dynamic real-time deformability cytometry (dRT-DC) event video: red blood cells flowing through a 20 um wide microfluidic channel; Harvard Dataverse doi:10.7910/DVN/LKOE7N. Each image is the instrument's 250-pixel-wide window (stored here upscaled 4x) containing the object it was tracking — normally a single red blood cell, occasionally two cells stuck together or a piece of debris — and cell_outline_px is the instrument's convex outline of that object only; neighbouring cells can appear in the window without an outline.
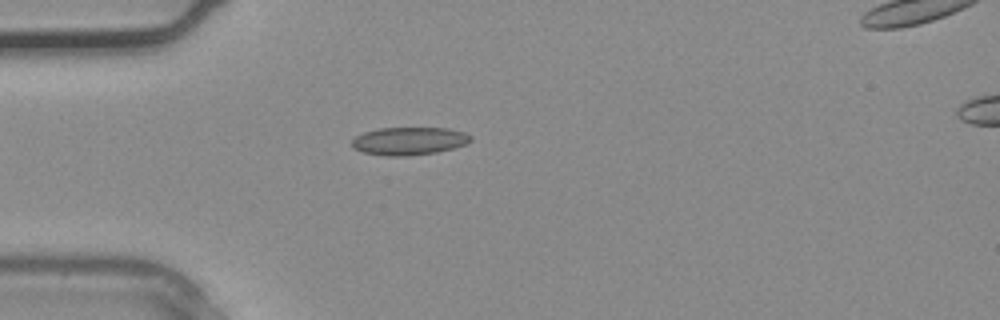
{"species": "common noctule bat (a hibernating species)", "species_latin": "Nyctalus noctula", "temperature_condition": "warm", "stored_images_in_passage": 3, "camera_frame_rate_fps": 3000, "um_per_image_px": 0.085, "animal": {"sex": "male", "body_mass_g": 20.4}, "frame": {"image": 1, "passage_image": 2, "time_ms": 0.333, "image_size_px": [1000, 320], "cell_outline_px": [[472, 140], [464, 144], [452, 148], [436, 152], [408, 156], [384, 156], [364, 152], [352, 148], [352, 140], [356, 136], [364, 132], [380, 128], [448, 128], [464, 132], [472, 136]], "centroid_in_image_um": [34.76, 11.98], "position_along_channel_um": 50.2, "area_um2": 19.25}}